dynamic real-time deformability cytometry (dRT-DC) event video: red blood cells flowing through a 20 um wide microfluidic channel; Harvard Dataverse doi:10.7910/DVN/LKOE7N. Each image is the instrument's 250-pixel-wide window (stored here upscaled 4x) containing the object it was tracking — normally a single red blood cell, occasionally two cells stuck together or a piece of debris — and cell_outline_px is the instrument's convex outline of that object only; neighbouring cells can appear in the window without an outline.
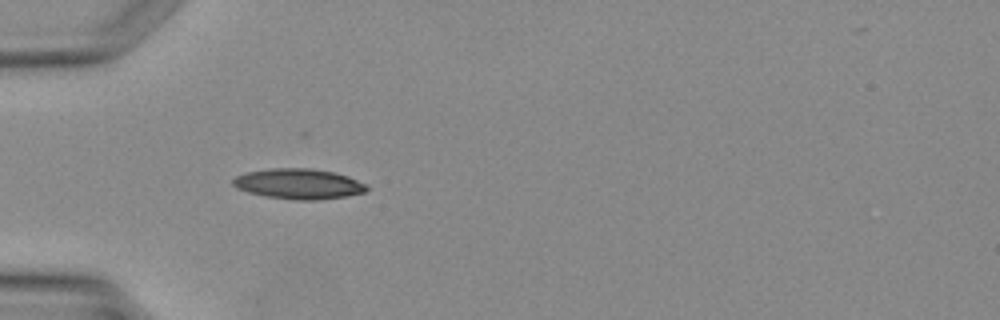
{"species": "Egyptian fruit bat (a non-hibernating species)", "species_latin": "Rousettus aegyptiacus", "temperature_condition": "warm", "stored_images_in_passage": 4, "camera_frame_rate_fps": 3000, "um_per_image_px": 0.085, "animal": {"sex": "female"}, "frame": {"image": 1, "passage_image": 3, "time_ms": 2.667, "image_size_px": [1000, 320], "cell_outline_px": [[368, 188], [364, 192], [344, 196], [320, 200], [296, 200], [268, 196], [248, 192], [236, 188], [232, 184], [232, 180], [236, 176], [248, 172], [268, 168], [312, 168], [332, 172], [348, 176], [364, 184]], "centroid_in_image_um": [25.35, 15.62], "position_along_channel_um": 59.7, "area_um2": 23.41}}
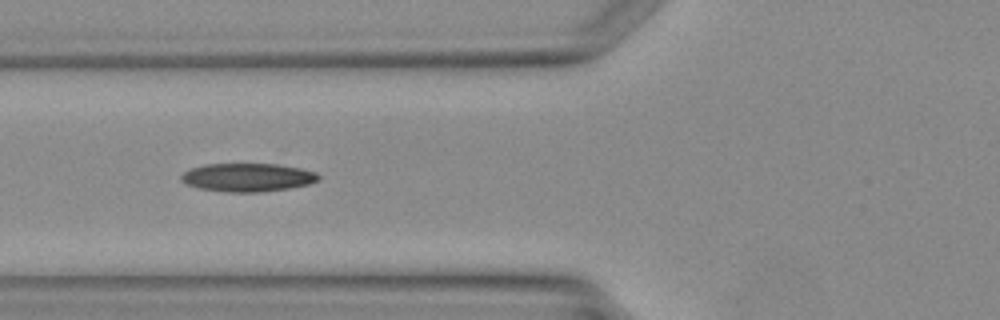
{"frame": {"image": 2, "passage_image": 4, "time_ms": 3.667, "image_size_px": [1000, 320], "cell_outline_px": [[320, 180], [308, 184], [288, 188], [260, 192], [228, 192], [200, 188], [184, 184], [180, 180], [180, 176], [184, 172], [192, 168], [204, 164], [276, 164], [300, 168], [316, 172], [320, 176]], "centroid_in_image_um": [21.03, 15.08], "position_along_channel_um": 104.8, "area_um2": 22.66}}